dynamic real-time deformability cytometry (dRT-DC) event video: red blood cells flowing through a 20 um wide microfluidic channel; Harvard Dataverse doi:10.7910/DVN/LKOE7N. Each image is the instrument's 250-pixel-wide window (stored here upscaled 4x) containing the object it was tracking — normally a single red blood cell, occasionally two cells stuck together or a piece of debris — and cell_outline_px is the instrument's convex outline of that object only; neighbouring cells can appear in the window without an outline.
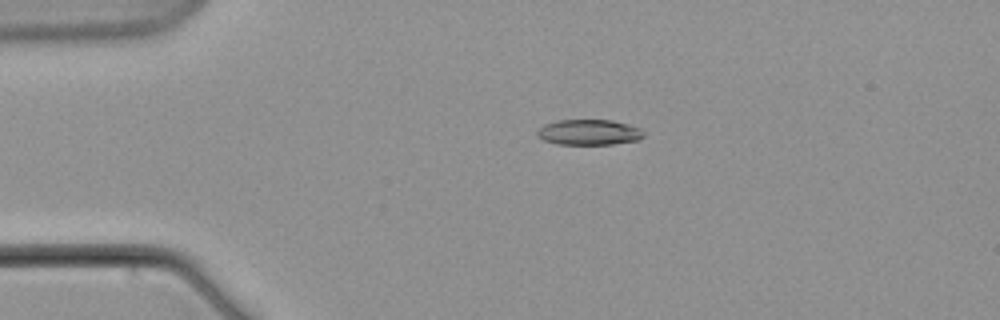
{"species": "common noctule bat (a hibernating species)", "species_latin": "Nyctalus noctula", "temperature_condition": "warm", "stored_images_in_passage": 6, "camera_frame_rate_fps": 3000, "um_per_image_px": 0.085, "animal": {"sex": "male", "body_mass_g": 21.5, "forearm_length_mm": 52.0}, "frame": {"image": 1, "passage_image": 5, "time_ms": 5.0, "image_size_px": [1000, 320], "cell_outline_px": [[644, 136], [640, 140], [612, 144], [556, 144], [544, 140], [536, 136], [536, 132], [544, 124], [560, 120], [612, 120], [628, 124], [640, 128], [644, 132]], "centroid_in_image_um": [50.08, 11.24], "position_along_channel_um": 34.9, "area_um2": 15.9}}